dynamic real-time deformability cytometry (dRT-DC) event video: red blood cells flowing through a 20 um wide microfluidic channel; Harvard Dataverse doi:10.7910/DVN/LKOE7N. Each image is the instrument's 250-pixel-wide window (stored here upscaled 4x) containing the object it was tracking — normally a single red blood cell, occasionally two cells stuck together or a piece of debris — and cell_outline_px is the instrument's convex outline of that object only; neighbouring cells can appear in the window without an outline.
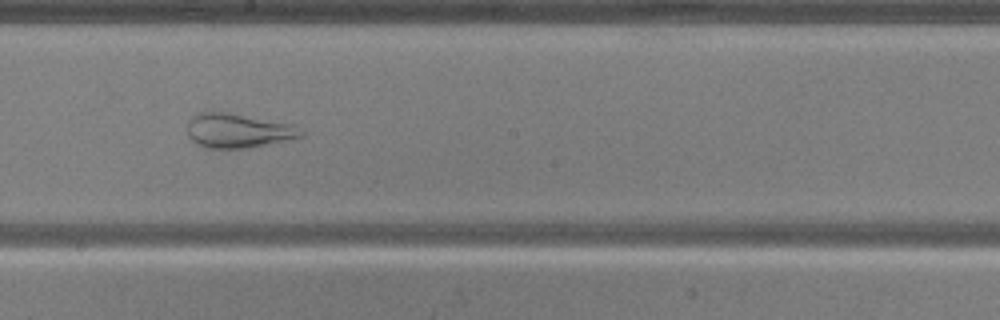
{"species": "common noctule bat (a hibernating species)", "species_latin": "Nyctalus noctula", "temperature_condition": "warm", "stored_images_in_passage": 50, "camera_frame_rate_fps": 3000, "um_per_image_px": 0.085, "animal": {"sex": "male", "body_mass_g": 20.5, "forearm_length_mm": 52.5}, "frame": {"image": 1, "passage_image": 27, "time_ms": 8.667, "image_size_px": [1000, 320], "cell_outline_px": [[304, 136], [248, 148], [204, 148], [196, 144], [188, 136], [188, 120], [192, 116], [204, 108], [228, 112], [292, 124], [304, 132]], "centroid_in_image_um": [20.15, 11.07], "position_along_channel_um": 228.1, "area_um2": 23.18}}
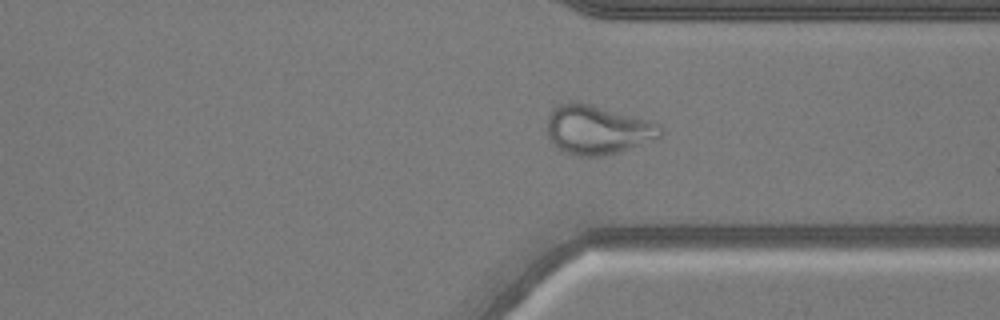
{"frame": {"image": 2, "passage_image": 37, "time_ms": 12.0, "image_size_px": [1000, 320], "cell_outline_px": [[664, 136], [616, 152], [600, 156], [576, 156], [564, 152], [556, 148], [548, 136], [548, 116], [552, 108], [568, 100], [580, 100], [648, 120], [660, 124], [664, 128]], "centroid_in_image_um": [50.77, 10.99], "position_along_channel_um": 360.6, "area_um2": 32.83}}
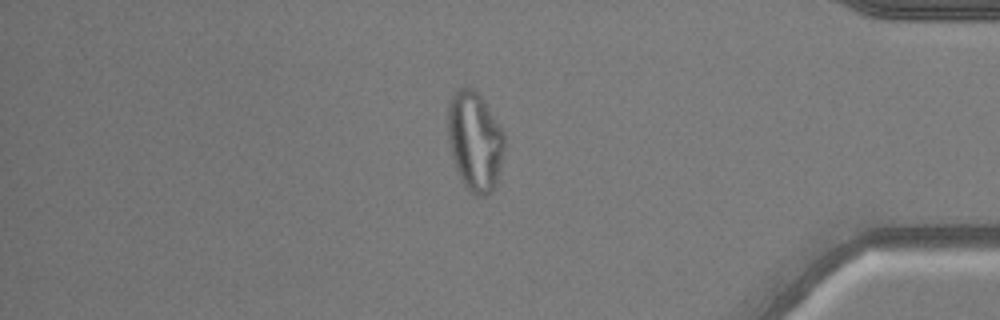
{"frame": {"image": 3, "passage_image": 42, "time_ms": 13.667, "image_size_px": [1000, 320], "cell_outline_px": [[504, 148], [500, 176], [492, 192], [484, 196], [476, 196], [468, 192], [456, 168], [452, 156], [448, 140], [448, 100], [460, 88], [472, 88], [484, 100], [504, 132]], "centroid_in_image_um": [40.38, 12.04], "position_along_channel_um": 394.8, "area_um2": 32.95}}